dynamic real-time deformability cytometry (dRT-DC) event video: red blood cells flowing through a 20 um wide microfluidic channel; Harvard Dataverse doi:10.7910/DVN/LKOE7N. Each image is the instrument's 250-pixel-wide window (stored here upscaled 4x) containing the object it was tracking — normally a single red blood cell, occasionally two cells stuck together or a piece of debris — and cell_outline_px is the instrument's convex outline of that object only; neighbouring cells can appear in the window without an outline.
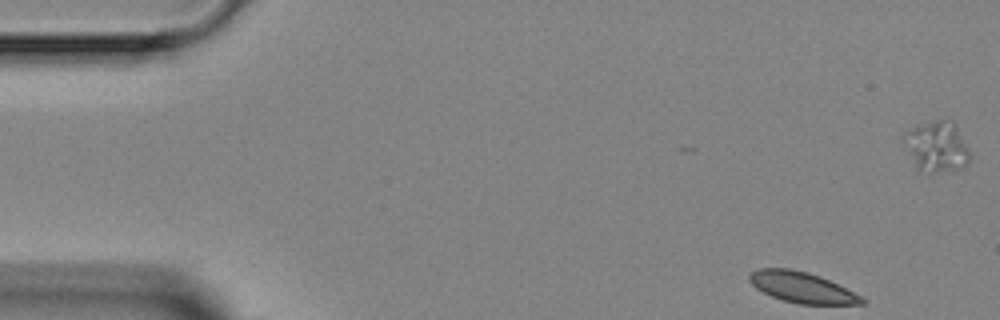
{"species": "Egyptian fruit bat (a non-hibernating species)", "species_latin": "Rousettus aegyptiacus", "temperature_condition": "room temperature", "stored_images_in_passage": 4, "camera_frame_rate_fps": 3000, "um_per_image_px": 0.085, "animal": {"sex": "female"}, "frame": {"image": 1, "passage_image": 1, "time_ms": 0.0, "image_size_px": [1000, 320], "cell_outline_px": [[868, 300], [864, 304], [800, 304], [784, 300], [772, 296], [756, 288], [748, 280], [748, 276], [756, 268], [788, 268], [808, 272], [820, 276]], "centroid_in_image_um": [68.14, 24.42], "position_along_channel_um": 16.9, "area_um2": 19.88}}
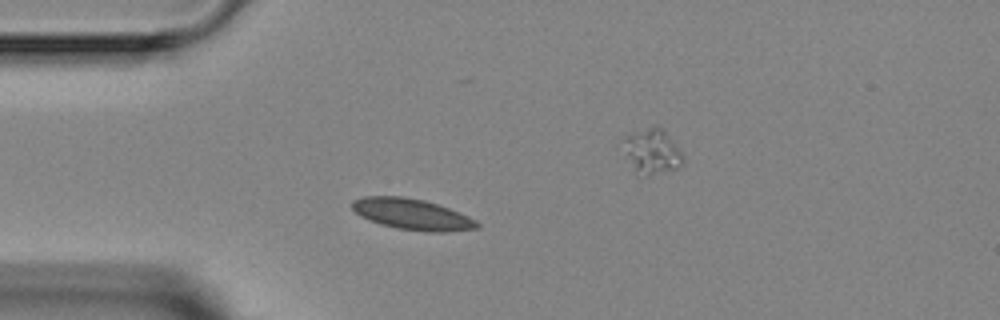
{"frame": {"image": 2, "passage_image": 3, "time_ms": 3.0, "image_size_px": [1000, 320], "cell_outline_px": [[480, 228], [444, 232], [428, 232], [396, 228], [380, 224], [368, 220], [360, 216], [352, 208], [352, 200], [364, 196], [404, 196], [424, 200], [448, 208], [468, 216], [476, 220], [480, 224]], "centroid_in_image_um": [35.02, 18.21], "position_along_channel_um": 50.0, "area_um2": 22.6}}